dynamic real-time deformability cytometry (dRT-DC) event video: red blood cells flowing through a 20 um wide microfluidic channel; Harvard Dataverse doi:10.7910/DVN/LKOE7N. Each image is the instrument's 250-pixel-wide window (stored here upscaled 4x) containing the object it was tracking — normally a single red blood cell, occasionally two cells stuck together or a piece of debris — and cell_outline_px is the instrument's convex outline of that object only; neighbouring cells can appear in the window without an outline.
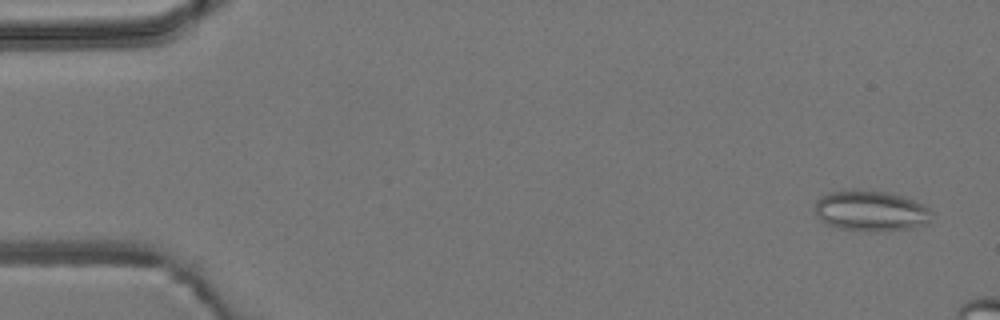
{"species": "common noctule bat (a hibernating species)", "species_latin": "Nyctalus noctula", "temperature_condition": "room temperature", "stored_images_in_passage": 4, "camera_frame_rate_fps": 3000, "um_per_image_px": 0.085, "animal": {"sex": "male", "body_mass_g": 19.2, "forearm_length_mm": 51.8}, "frame": {"image": 1, "passage_image": 1, "time_ms": 0.0, "image_size_px": [1000, 320], "cell_outline_px": [[932, 212], [928, 220], [912, 228], [884, 232], [872, 232], [840, 228], [828, 224], [820, 220], [816, 216], [816, 200], [820, 196], [828, 192], [856, 188], [888, 192], [908, 196], [928, 208]], "centroid_in_image_um": [73.99, 17.9], "position_along_channel_um": 11.0, "area_um2": 28.09}}